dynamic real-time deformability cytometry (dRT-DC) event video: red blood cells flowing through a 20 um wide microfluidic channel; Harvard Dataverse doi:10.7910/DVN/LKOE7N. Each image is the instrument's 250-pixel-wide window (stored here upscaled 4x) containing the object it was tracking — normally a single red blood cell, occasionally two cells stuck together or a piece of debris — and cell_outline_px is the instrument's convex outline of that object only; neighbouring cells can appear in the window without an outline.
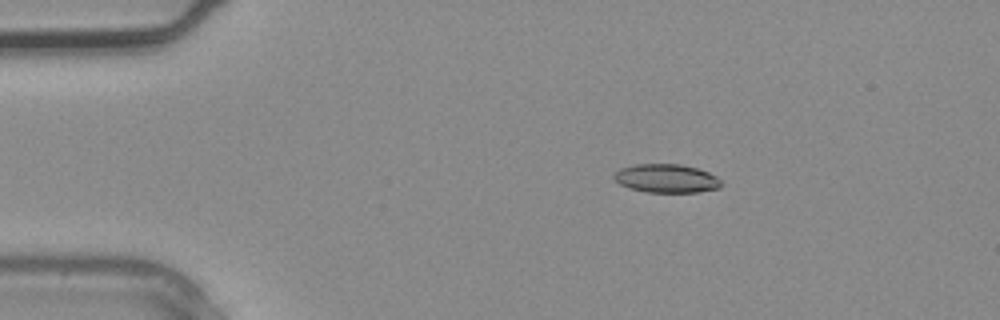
{"species": "common noctule bat (a hibernating species)", "species_latin": "Nyctalus noctula", "temperature_condition": "warm", "stored_images_in_passage": 3, "camera_frame_rate_fps": 3000, "um_per_image_px": 0.085, "animal": {"sex": "male", "body_mass_g": 20.4}, "frame": {"image": 1, "passage_image": 2, "time_ms": 0.333, "image_size_px": [1000, 320], "cell_outline_px": [[724, 184], [720, 188], [696, 192], [648, 192], [628, 188], [620, 184], [612, 176], [620, 168], [636, 164], [680, 164], [696, 168], [708, 172], [716, 176]], "centroid_in_image_um": [56.65, 15.17], "position_along_channel_um": 28.3, "area_um2": 17.86}}